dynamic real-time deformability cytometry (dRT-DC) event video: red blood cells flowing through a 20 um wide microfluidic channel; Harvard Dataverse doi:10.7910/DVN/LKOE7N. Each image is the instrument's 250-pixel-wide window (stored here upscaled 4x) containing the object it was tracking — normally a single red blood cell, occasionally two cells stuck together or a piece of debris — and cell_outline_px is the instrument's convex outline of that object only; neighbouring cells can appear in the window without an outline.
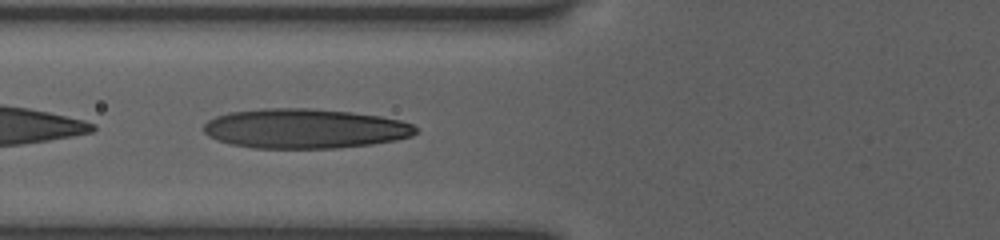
{"species": "human", "species_latin": "Homo sapiens", "temperature_condition": "room temperature", "stored_images_in_passage": 42, "camera_frame_rate_fps": 3000, "um_per_image_px": 0.085, "donor": {"sex": "female"}, "frame": {"image": 1, "passage_image": 15, "time_ms": 6.667, "image_size_px": [1000, 240], "cell_outline_px": [[420, 132], [412, 136], [396, 140], [372, 144], [340, 148], [252, 148], [232, 144], [216, 140], [208, 136], [204, 132], [204, 124], [208, 120], [216, 116], [228, 112], [264, 108], [308, 108], [348, 112], [380, 116], [400, 120], [412, 124], [420, 128]], "centroid_in_image_um": [25.92, 10.93], "position_along_channel_um": 99.9, "area_um2": 49.3}}
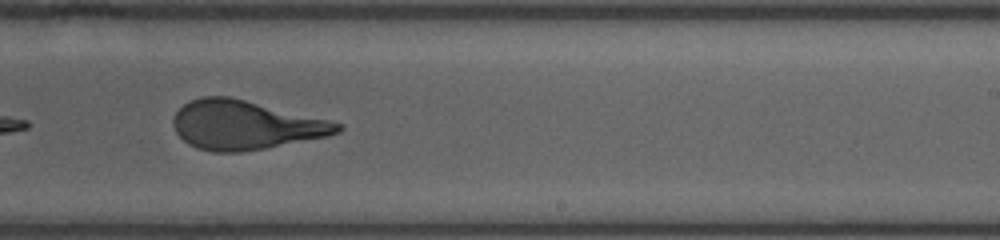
{"frame": {"image": 2, "passage_image": 26, "time_ms": 11.0, "image_size_px": [1000, 240], "cell_outline_px": [[344, 128], [340, 132], [328, 136], [264, 148], [240, 152], [212, 152], [196, 148], [188, 144], [176, 132], [172, 124], [172, 120], [176, 112], [184, 104], [200, 96], [228, 96], [328, 120], [344, 124]], "centroid_in_image_um": [20.82, 10.63], "position_along_channel_um": 268.2, "area_um2": 46.53}}
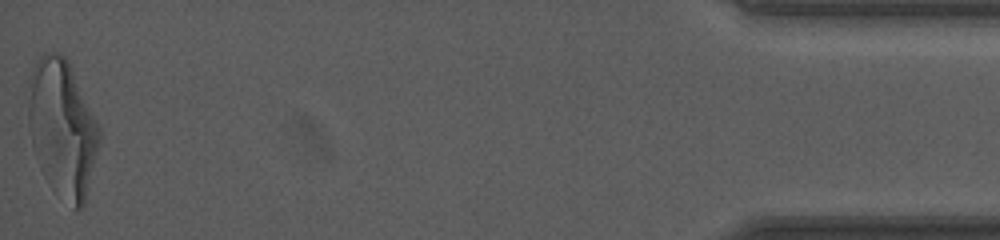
{"frame": {"image": 3, "passage_image": 42, "time_ms": 17.333, "image_size_px": [1000, 240], "cell_outline_px": [[100, 144], [84, 204], [80, 208], [76, 208], [40, 168], [32, 144], [28, 124], [28, 76], [32, 68], [40, 56], [44, 52], [60, 52], [68, 60], [100, 128]], "centroid_in_image_um": [5.29, 10.75], "position_along_channel_um": 429.9, "area_um2": 55.66}}